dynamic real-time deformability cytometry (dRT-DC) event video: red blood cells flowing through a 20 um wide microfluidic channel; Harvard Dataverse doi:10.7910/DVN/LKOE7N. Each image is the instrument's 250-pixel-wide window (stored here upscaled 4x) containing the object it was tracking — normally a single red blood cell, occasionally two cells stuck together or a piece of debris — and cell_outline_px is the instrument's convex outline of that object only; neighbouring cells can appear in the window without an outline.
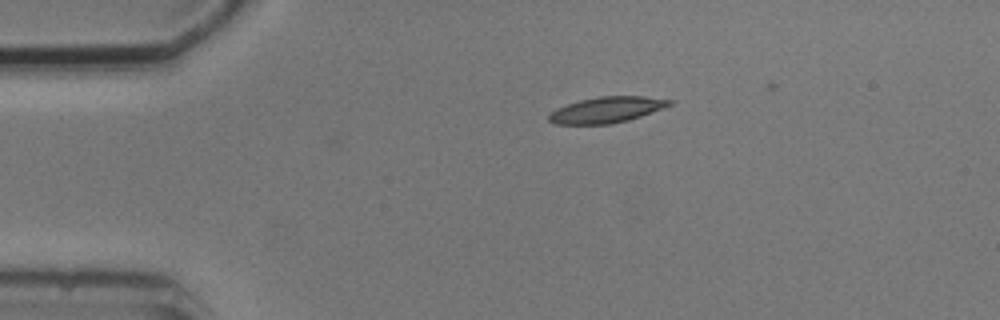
{"species": "common noctule bat (a hibernating species)", "species_latin": "Nyctalus noctula", "temperature_condition": "cold", "stored_images_in_passage": 3, "camera_frame_rate_fps": 3000, "um_per_image_px": 0.085, "animal": {"sex": "male", "body_mass_g": 20.5, "forearm_length_mm": 52.5}, "frame": {"image": 1, "passage_image": 1, "time_ms": 0.0, "image_size_px": [1000, 320], "cell_outline_px": [[676, 100], [672, 104], [664, 108], [628, 120], [612, 124], [556, 124], [548, 120], [548, 116], [556, 108], [580, 100], [600, 96], [644, 96]], "centroid_in_image_um": [51.61, 9.33], "position_along_channel_um": 33.4, "area_um2": 18.21}}
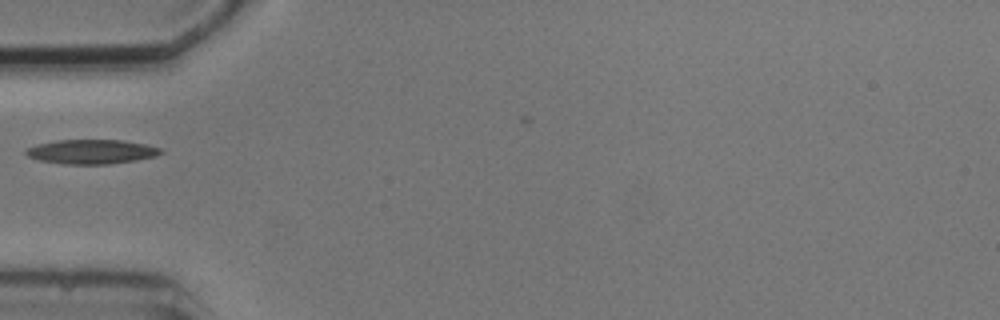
{"frame": {"image": 2, "passage_image": 3, "time_ms": 2.333, "image_size_px": [1000, 320], "cell_outline_px": [[164, 152], [156, 156], [136, 160], [108, 164], [64, 164], [40, 160], [28, 156], [24, 152], [28, 148], [36, 144], [56, 140], [120, 140], [144, 144], [164, 148]], "centroid_in_image_um": [7.8, 12.89], "position_along_channel_um": 77.2, "area_um2": 19.13}}